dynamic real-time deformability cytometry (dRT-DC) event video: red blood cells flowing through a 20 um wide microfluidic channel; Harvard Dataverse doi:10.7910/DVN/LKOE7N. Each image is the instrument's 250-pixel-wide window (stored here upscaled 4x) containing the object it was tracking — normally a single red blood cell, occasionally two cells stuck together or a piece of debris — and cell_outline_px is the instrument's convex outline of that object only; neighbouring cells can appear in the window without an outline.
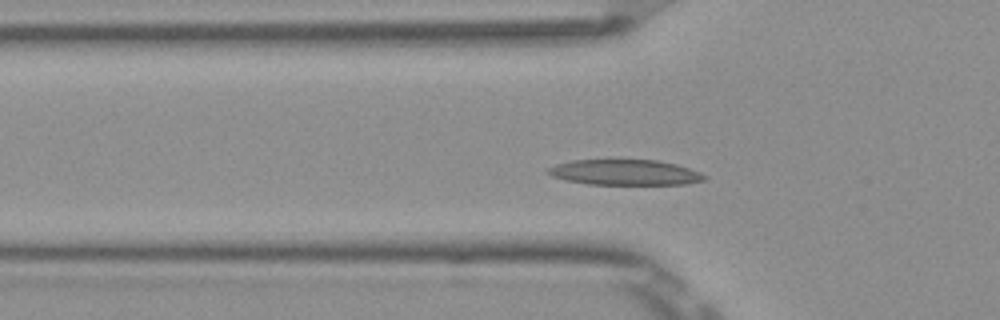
{"species": "Egyptian fruit bat (a non-hibernating species)", "species_latin": "Rousettus aegyptiacus", "temperature_condition": "room temperature", "stored_images_in_passage": 49, "camera_frame_rate_fps": 3000, "um_per_image_px": 0.085, "frame": {"image": 1, "passage_image": 13, "time_ms": 4.0, "image_size_px": [1000, 320], "cell_outline_px": [[708, 176], [704, 180], [688, 184], [588, 184], [564, 180], [552, 176], [544, 172], [548, 168], [556, 164], [572, 160], [612, 156], [660, 160], [676, 164], [700, 172]], "centroid_in_image_um": [53.06, 14.59], "position_along_channel_um": 72.7, "area_um2": 24.57}}
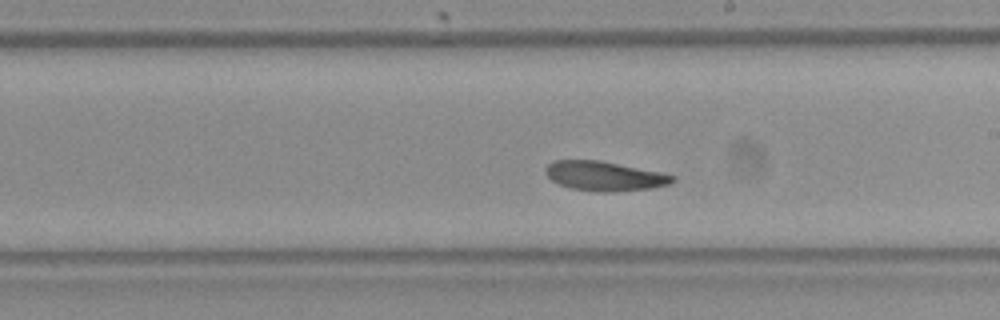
{"frame": {"image": 2, "passage_image": 26, "time_ms": 8.333, "image_size_px": [1000, 320], "cell_outline_px": [[676, 180], [668, 184], [652, 188], [608, 192], [600, 192], [572, 188], [560, 184], [552, 180], [544, 172], [544, 168], [552, 160], [600, 160], [660, 172], [676, 176]], "centroid_in_image_um": [51.37, 14.95], "position_along_channel_um": 237.6, "area_um2": 21.73}}
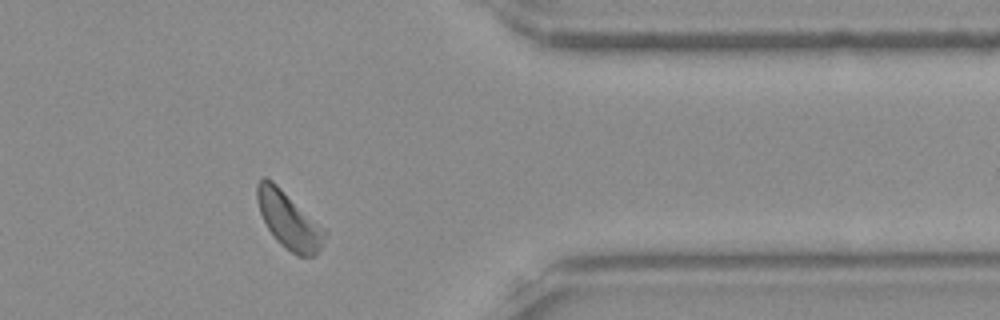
{"frame": {"image": 3, "passage_image": 39, "time_ms": 12.667, "image_size_px": [1000, 320], "cell_outline_px": [[328, 232], [324, 244], [316, 256], [296, 256], [284, 248], [276, 240], [268, 228], [260, 212], [256, 200], [256, 184], [264, 176], [272, 180], [324, 228]], "centroid_in_image_um": [24.56, 18.75], "position_along_channel_um": 386.8, "area_um2": 22.48}}